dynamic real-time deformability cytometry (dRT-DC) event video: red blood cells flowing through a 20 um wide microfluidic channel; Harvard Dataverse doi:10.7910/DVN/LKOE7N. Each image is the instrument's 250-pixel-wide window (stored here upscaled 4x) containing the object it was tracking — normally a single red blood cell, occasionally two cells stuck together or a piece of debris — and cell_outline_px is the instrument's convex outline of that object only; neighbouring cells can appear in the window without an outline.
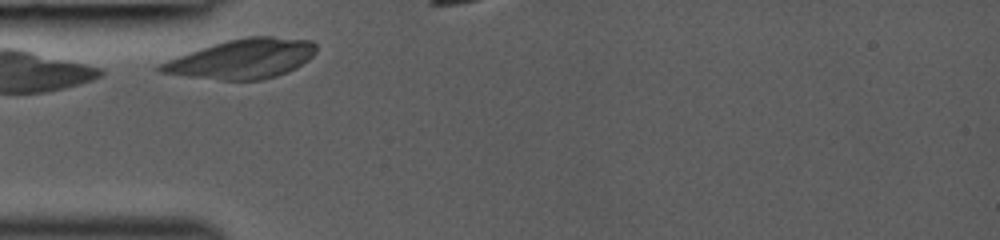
{"species": "common noctule bat (a hibernating species)", "species_latin": "Nyctalus noctula", "temperature_condition": "room temperature", "stored_images_in_passage": 7, "camera_frame_rate_fps": 3000, "um_per_image_px": 0.085, "animal": {"sex": "female", "body_mass_g": 19.0, "forearm_length_mm": 53.3}, "frame": {"image": 1, "passage_image": 1, "time_ms": 0.0, "image_size_px": [1000, 240], "cell_outline_px": [[316, 52], [308, 60], [296, 68], [288, 72], [264, 80], [220, 80], [188, 76], [160, 72], [156, 68], [160, 64], [168, 60], [200, 48], [212, 44], [244, 36], [272, 36], [312, 40], [316, 44]], "centroid_in_image_um": [20.64, 4.99], "position_along_channel_um": 64.4, "area_um2": 35.78}}